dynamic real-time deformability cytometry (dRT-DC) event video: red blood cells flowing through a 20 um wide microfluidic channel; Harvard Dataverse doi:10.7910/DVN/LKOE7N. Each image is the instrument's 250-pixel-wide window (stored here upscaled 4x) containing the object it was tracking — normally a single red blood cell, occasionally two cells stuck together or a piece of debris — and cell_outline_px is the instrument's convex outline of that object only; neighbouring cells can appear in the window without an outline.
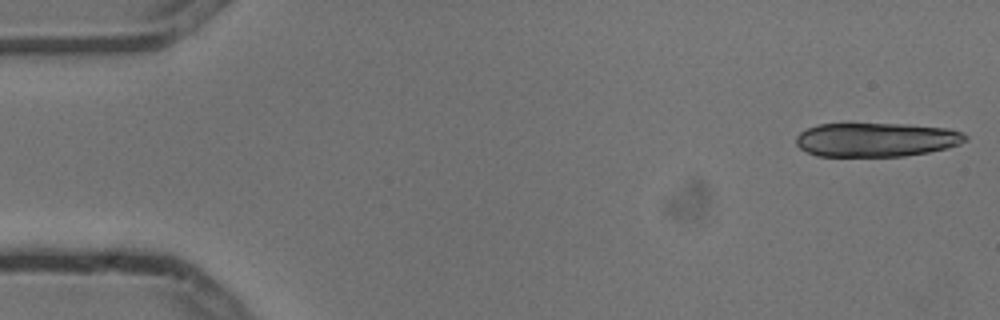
{"species": "common noctule bat (a hibernating species)", "species_latin": "Nyctalus noctula", "temperature_condition": "cold", "stored_images_in_passage": 5, "camera_frame_rate_fps": 3000, "um_per_image_px": 0.085, "animal": {"sex": "male", "body_mass_g": 13.3}, "frame": {"image": 1, "passage_image": 1, "time_ms": 0.0, "image_size_px": [1000, 320], "cell_outline_px": [[968, 140], [960, 144], [948, 148], [928, 152], [904, 156], [816, 156], [800, 148], [796, 144], [796, 136], [800, 132], [816, 124], [904, 124], [948, 128], [960, 132], [968, 136]], "centroid_in_image_um": [74.49, 11.87], "position_along_channel_um": 10.5, "area_um2": 33.64}}